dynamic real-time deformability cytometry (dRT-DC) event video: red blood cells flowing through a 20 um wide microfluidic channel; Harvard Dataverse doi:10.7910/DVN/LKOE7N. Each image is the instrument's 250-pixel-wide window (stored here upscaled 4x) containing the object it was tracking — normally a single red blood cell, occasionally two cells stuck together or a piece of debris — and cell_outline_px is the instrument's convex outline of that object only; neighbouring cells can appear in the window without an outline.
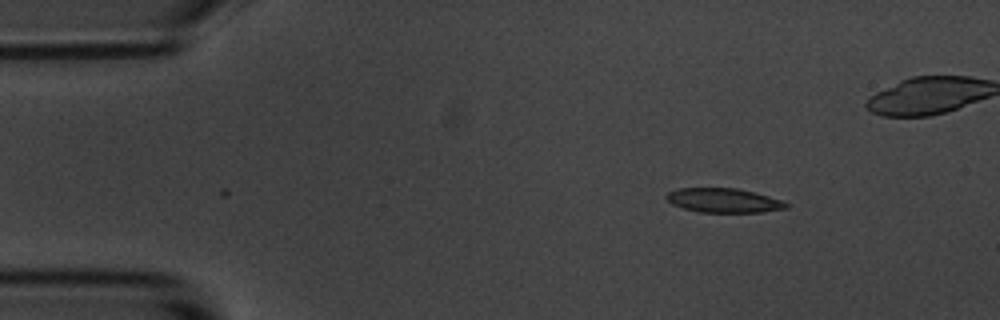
{"species": "common noctule bat (a hibernating species)", "species_latin": "Nyctalus noctula", "temperature_condition": "room temperature", "stored_images_in_passage": 3, "camera_frame_rate_fps": 3000, "um_per_image_px": 0.085, "animal": {"sex": "male", "body_mass_g": 20.1, "forearm_length_mm": 53.5}, "frame": {"image": 1, "passage_image": 3, "time_ms": 3.0, "image_size_px": [1000, 320], "cell_outline_px": [[788, 208], [764, 212], [700, 212], [684, 208], [672, 204], [664, 196], [668, 192], [676, 188], [736, 188], [756, 192], [780, 200], [788, 204]], "centroid_in_image_um": [61.5, 17.03], "position_along_channel_um": 23.5, "area_um2": 16.94}}